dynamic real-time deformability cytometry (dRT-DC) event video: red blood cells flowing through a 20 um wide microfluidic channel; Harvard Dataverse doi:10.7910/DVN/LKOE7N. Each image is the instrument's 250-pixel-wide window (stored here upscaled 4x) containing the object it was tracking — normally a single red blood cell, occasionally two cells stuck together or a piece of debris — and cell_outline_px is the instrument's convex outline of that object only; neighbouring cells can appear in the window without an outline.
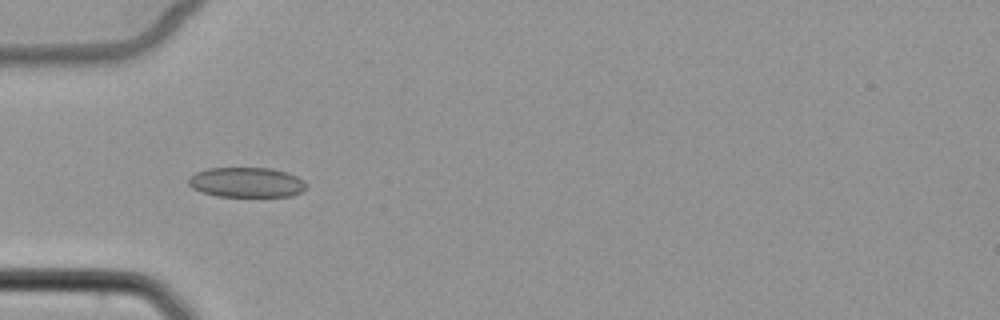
{"species": "common noctule bat (a hibernating species)", "species_latin": "Nyctalus noctula", "temperature_condition": "cold", "stored_images_in_passage": 6, "camera_frame_rate_fps": 3000, "um_per_image_px": 0.085, "animal": {"sex": "female", "body_mass_g": 22.7, "forearm_length_mm": 54.2}, "frame": {"image": 1, "passage_image": 5, "time_ms": 5.333, "image_size_px": [1000, 320], "cell_outline_px": [[308, 188], [304, 192], [292, 196], [216, 196], [192, 188], [188, 184], [188, 176], [196, 172], [208, 168], [272, 168], [288, 172], [304, 180]], "centroid_in_image_um": [20.99, 15.49], "position_along_channel_um": 64.0, "area_um2": 20.81}}
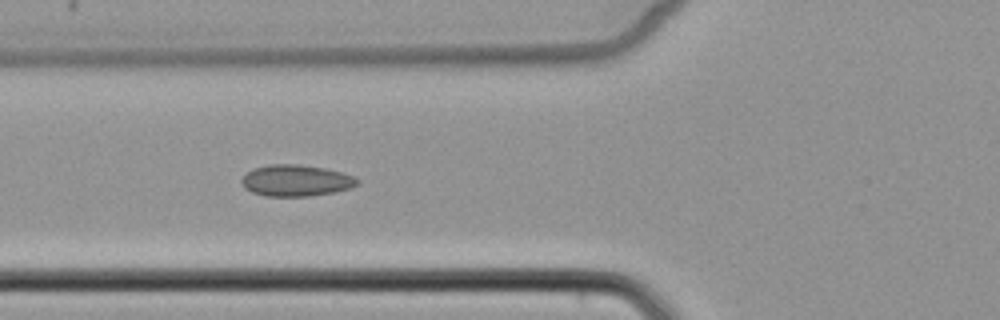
{"frame": {"image": 2, "passage_image": 6, "time_ms": 6.333, "image_size_px": [1000, 320], "cell_outline_px": [[360, 184], [352, 188], [332, 192], [308, 196], [264, 196], [252, 192], [244, 188], [240, 180], [252, 168], [268, 164], [296, 164], [324, 168], [340, 172], [352, 176], [360, 180]], "centroid_in_image_um": [25.14, 15.34], "position_along_channel_um": 100.7, "area_um2": 21.21}}